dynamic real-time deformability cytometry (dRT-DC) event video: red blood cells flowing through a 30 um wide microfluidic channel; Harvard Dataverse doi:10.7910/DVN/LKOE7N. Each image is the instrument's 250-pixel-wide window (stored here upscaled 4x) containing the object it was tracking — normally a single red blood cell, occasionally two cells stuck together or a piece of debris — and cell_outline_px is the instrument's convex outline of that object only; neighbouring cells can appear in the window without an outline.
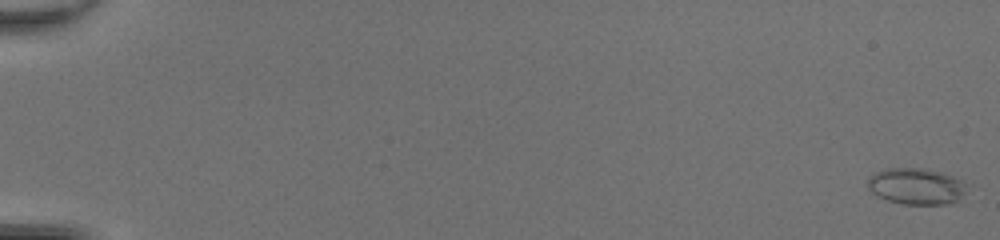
{"species": "common noctule bat (a hibernating species)", "species_latin": "Nyctalus noctula", "temperature_condition": "room temperature", "stored_images_in_passage": 50, "camera_frame_rate_fps": 3000, "um_per_image_px": 0.085, "animal": {"sex": "female", "body_mass_g": 20.0, "forearm_length_mm": 54.0}, "frame": {"image": 1, "passage_image": 1, "time_ms": 0.0, "image_size_px": [1000, 240], "cell_outline_px": [[964, 192], [956, 200], [948, 204], [904, 204], [888, 200], [876, 196], [868, 188], [868, 176], [872, 172], [884, 168], [920, 168], [940, 172], [952, 176], [960, 180], [964, 184]], "centroid_in_image_um": [77.78, 15.82], "position_along_channel_um": 7.2, "area_um2": 20.81}}
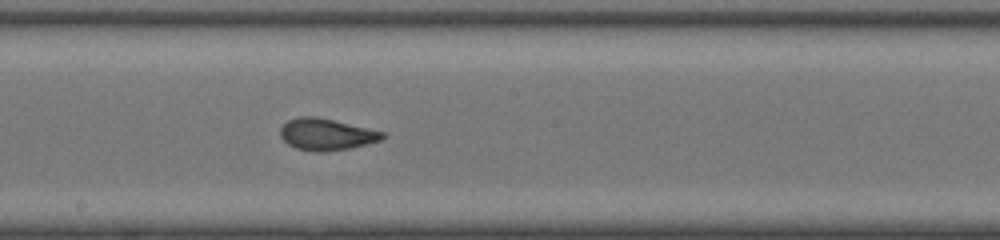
{"frame": {"image": 2, "passage_image": 30, "time_ms": 9.667, "image_size_px": [1000, 240], "cell_outline_px": [[388, 136], [380, 140], [348, 148], [320, 152], [316, 152], [296, 148], [288, 144], [280, 136], [280, 128], [288, 120], [296, 116], [316, 116], [384, 132]], "centroid_in_image_um": [27.71, 11.41], "position_along_channel_um": 220.5, "area_um2": 18.67}}
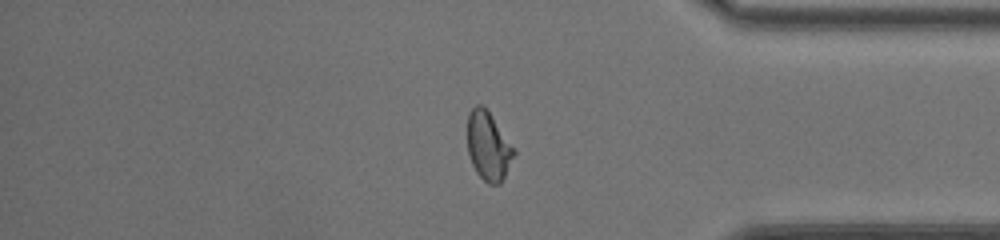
{"frame": {"image": 3, "passage_image": 43, "time_ms": 14.0, "image_size_px": [1000, 240], "cell_outline_px": [[516, 152], [500, 184], [488, 184], [476, 172], [472, 164], [468, 152], [468, 112], [476, 104], [484, 104], [516, 148]], "centroid_in_image_um": [41.52, 12.37], "position_along_channel_um": 393.7, "area_um2": 18.84}, "authors_computed_cell_mechanics": {"area_um2": 19.1029, "velocity_mm_per_s": 4.3428, "shape_relaxation_time_tau1_ms": null, "shape_relaxation_time_tau2_ms": 0.7883, "deformation_change_tau1": null, "deformation_change_tau2": 0.0624}}